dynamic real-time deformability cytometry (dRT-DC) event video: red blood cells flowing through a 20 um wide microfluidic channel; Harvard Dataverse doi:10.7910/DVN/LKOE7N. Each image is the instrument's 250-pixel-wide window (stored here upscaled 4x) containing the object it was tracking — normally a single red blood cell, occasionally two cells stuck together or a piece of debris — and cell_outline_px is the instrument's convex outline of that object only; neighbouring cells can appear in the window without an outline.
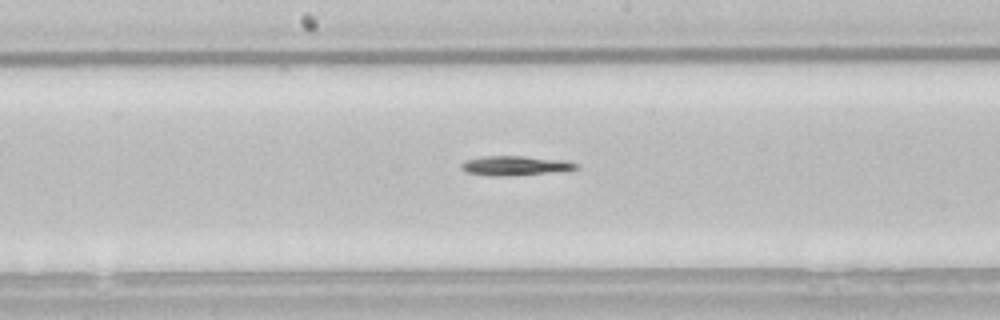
{"species": "common noctule bat (a hibernating species)", "species_latin": "Nyctalus noctula", "temperature_condition": "room temperature", "stored_images_in_passage": 39, "camera_frame_rate_fps": 3000, "um_per_image_px": 0.085, "animal": {"sex": "male", "body_mass_g": 21.5, "forearm_length_mm": 52.0}, "frame": {"image": 1, "passage_image": 23, "time_ms": 7.333, "image_size_px": [1000, 320], "cell_outline_px": [[580, 168], [548, 172], [500, 176], [488, 176], [468, 172], [460, 168], [460, 164], [464, 160], [480, 156], [524, 156], [568, 160], [580, 164]], "centroid_in_image_um": [43.76, 14.06], "position_along_channel_um": 204.4, "area_um2": 13.06}}